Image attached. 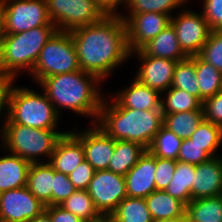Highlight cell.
I'll use <instances>...</instances> for the list:
<instances>
[{"mask_svg": "<svg viewBox=\"0 0 222 222\" xmlns=\"http://www.w3.org/2000/svg\"><path fill=\"white\" fill-rule=\"evenodd\" d=\"M70 33L80 69L96 75L106 84L117 70L121 72L125 63H132L126 24L120 15H107L103 20Z\"/></svg>", "mask_w": 222, "mask_h": 222, "instance_id": "1", "label": "cell"}, {"mask_svg": "<svg viewBox=\"0 0 222 222\" xmlns=\"http://www.w3.org/2000/svg\"><path fill=\"white\" fill-rule=\"evenodd\" d=\"M37 85L45 92L62 119L65 113H69L71 117L78 116L77 120L80 117L84 122L88 119L89 124L97 122L107 88H104L105 83L96 75L80 69L46 77Z\"/></svg>", "mask_w": 222, "mask_h": 222, "instance_id": "2", "label": "cell"}, {"mask_svg": "<svg viewBox=\"0 0 222 222\" xmlns=\"http://www.w3.org/2000/svg\"><path fill=\"white\" fill-rule=\"evenodd\" d=\"M96 124L115 141L136 142L148 149L163 126V112L122 108L106 93Z\"/></svg>", "mask_w": 222, "mask_h": 222, "instance_id": "3", "label": "cell"}, {"mask_svg": "<svg viewBox=\"0 0 222 222\" xmlns=\"http://www.w3.org/2000/svg\"><path fill=\"white\" fill-rule=\"evenodd\" d=\"M19 83L16 82L11 89L8 118L4 124H20L37 129H63V126L60 127L65 119L57 113L45 92L38 85V89H35L34 84L33 87H28V84L22 86Z\"/></svg>", "mask_w": 222, "mask_h": 222, "instance_id": "4", "label": "cell"}, {"mask_svg": "<svg viewBox=\"0 0 222 222\" xmlns=\"http://www.w3.org/2000/svg\"><path fill=\"white\" fill-rule=\"evenodd\" d=\"M57 31L56 26H39L28 31L4 35L0 49V70L18 81L29 75L45 46ZM28 73V74H27Z\"/></svg>", "mask_w": 222, "mask_h": 222, "instance_id": "5", "label": "cell"}, {"mask_svg": "<svg viewBox=\"0 0 222 222\" xmlns=\"http://www.w3.org/2000/svg\"><path fill=\"white\" fill-rule=\"evenodd\" d=\"M66 129H37L20 124H3L0 129V146L29 163L49 162L58 140Z\"/></svg>", "mask_w": 222, "mask_h": 222, "instance_id": "6", "label": "cell"}, {"mask_svg": "<svg viewBox=\"0 0 222 222\" xmlns=\"http://www.w3.org/2000/svg\"><path fill=\"white\" fill-rule=\"evenodd\" d=\"M77 70H80V66L71 33L57 30L46 42L32 72L27 76L29 83L33 81L37 85L46 77Z\"/></svg>", "mask_w": 222, "mask_h": 222, "instance_id": "7", "label": "cell"}, {"mask_svg": "<svg viewBox=\"0 0 222 222\" xmlns=\"http://www.w3.org/2000/svg\"><path fill=\"white\" fill-rule=\"evenodd\" d=\"M5 35L39 26H55L48 14L46 0H0Z\"/></svg>", "mask_w": 222, "mask_h": 222, "instance_id": "8", "label": "cell"}, {"mask_svg": "<svg viewBox=\"0 0 222 222\" xmlns=\"http://www.w3.org/2000/svg\"><path fill=\"white\" fill-rule=\"evenodd\" d=\"M48 14L57 30L71 32L103 20L107 15L94 0H46Z\"/></svg>", "mask_w": 222, "mask_h": 222, "instance_id": "9", "label": "cell"}, {"mask_svg": "<svg viewBox=\"0 0 222 222\" xmlns=\"http://www.w3.org/2000/svg\"><path fill=\"white\" fill-rule=\"evenodd\" d=\"M192 5L190 2L189 6H185L171 17L177 40L188 57L199 55L211 32L203 14L196 8H190Z\"/></svg>", "mask_w": 222, "mask_h": 222, "instance_id": "10", "label": "cell"}, {"mask_svg": "<svg viewBox=\"0 0 222 222\" xmlns=\"http://www.w3.org/2000/svg\"><path fill=\"white\" fill-rule=\"evenodd\" d=\"M81 125L76 122L70 126L69 131L82 143L85 160L95 170H108L115 148V140L96 123H88L85 128Z\"/></svg>", "mask_w": 222, "mask_h": 222, "instance_id": "11", "label": "cell"}, {"mask_svg": "<svg viewBox=\"0 0 222 222\" xmlns=\"http://www.w3.org/2000/svg\"><path fill=\"white\" fill-rule=\"evenodd\" d=\"M101 215L110 216L127 197L125 178L109 170H96L87 189Z\"/></svg>", "mask_w": 222, "mask_h": 222, "instance_id": "12", "label": "cell"}, {"mask_svg": "<svg viewBox=\"0 0 222 222\" xmlns=\"http://www.w3.org/2000/svg\"><path fill=\"white\" fill-rule=\"evenodd\" d=\"M132 58L138 65L135 66V72L131 71L135 79L160 93L170 89L178 61L146 56L141 50L131 52L130 60Z\"/></svg>", "mask_w": 222, "mask_h": 222, "instance_id": "13", "label": "cell"}, {"mask_svg": "<svg viewBox=\"0 0 222 222\" xmlns=\"http://www.w3.org/2000/svg\"><path fill=\"white\" fill-rule=\"evenodd\" d=\"M45 207L26 186L8 190L0 193V222H28Z\"/></svg>", "mask_w": 222, "mask_h": 222, "instance_id": "14", "label": "cell"}, {"mask_svg": "<svg viewBox=\"0 0 222 222\" xmlns=\"http://www.w3.org/2000/svg\"><path fill=\"white\" fill-rule=\"evenodd\" d=\"M127 43L130 52L140 50L171 24V16L156 12L131 15L126 21Z\"/></svg>", "mask_w": 222, "mask_h": 222, "instance_id": "15", "label": "cell"}, {"mask_svg": "<svg viewBox=\"0 0 222 222\" xmlns=\"http://www.w3.org/2000/svg\"><path fill=\"white\" fill-rule=\"evenodd\" d=\"M126 84L117 90H108L107 94L122 108L141 110L161 109V93L139 82L132 75ZM112 91V92H111ZM114 91V92H113Z\"/></svg>", "mask_w": 222, "mask_h": 222, "instance_id": "16", "label": "cell"}, {"mask_svg": "<svg viewBox=\"0 0 222 222\" xmlns=\"http://www.w3.org/2000/svg\"><path fill=\"white\" fill-rule=\"evenodd\" d=\"M156 157L148 150L124 176L127 197L146 198L156 190L154 174Z\"/></svg>", "mask_w": 222, "mask_h": 222, "instance_id": "17", "label": "cell"}, {"mask_svg": "<svg viewBox=\"0 0 222 222\" xmlns=\"http://www.w3.org/2000/svg\"><path fill=\"white\" fill-rule=\"evenodd\" d=\"M222 195V155L195 165L192 200Z\"/></svg>", "mask_w": 222, "mask_h": 222, "instance_id": "18", "label": "cell"}, {"mask_svg": "<svg viewBox=\"0 0 222 222\" xmlns=\"http://www.w3.org/2000/svg\"><path fill=\"white\" fill-rule=\"evenodd\" d=\"M84 160L82 143L68 131L56 143L48 163L54 170L68 175Z\"/></svg>", "mask_w": 222, "mask_h": 222, "instance_id": "19", "label": "cell"}, {"mask_svg": "<svg viewBox=\"0 0 222 222\" xmlns=\"http://www.w3.org/2000/svg\"><path fill=\"white\" fill-rule=\"evenodd\" d=\"M31 163L0 146V193L26 186Z\"/></svg>", "mask_w": 222, "mask_h": 222, "instance_id": "20", "label": "cell"}, {"mask_svg": "<svg viewBox=\"0 0 222 222\" xmlns=\"http://www.w3.org/2000/svg\"><path fill=\"white\" fill-rule=\"evenodd\" d=\"M146 56L182 61L188 56L182 51L177 40L176 30L168 25L159 35L140 49Z\"/></svg>", "mask_w": 222, "mask_h": 222, "instance_id": "21", "label": "cell"}, {"mask_svg": "<svg viewBox=\"0 0 222 222\" xmlns=\"http://www.w3.org/2000/svg\"><path fill=\"white\" fill-rule=\"evenodd\" d=\"M54 169L48 163H31L26 187L46 206H52Z\"/></svg>", "mask_w": 222, "mask_h": 222, "instance_id": "22", "label": "cell"}, {"mask_svg": "<svg viewBox=\"0 0 222 222\" xmlns=\"http://www.w3.org/2000/svg\"><path fill=\"white\" fill-rule=\"evenodd\" d=\"M145 201L153 220L186 219V205L165 190L153 191Z\"/></svg>", "mask_w": 222, "mask_h": 222, "instance_id": "23", "label": "cell"}, {"mask_svg": "<svg viewBox=\"0 0 222 222\" xmlns=\"http://www.w3.org/2000/svg\"><path fill=\"white\" fill-rule=\"evenodd\" d=\"M146 150L144 146L136 142L126 140L115 141V148L108 170L125 176Z\"/></svg>", "mask_w": 222, "mask_h": 222, "instance_id": "24", "label": "cell"}, {"mask_svg": "<svg viewBox=\"0 0 222 222\" xmlns=\"http://www.w3.org/2000/svg\"><path fill=\"white\" fill-rule=\"evenodd\" d=\"M191 0H126L121 18L126 21L131 15L156 12L170 15L182 10Z\"/></svg>", "mask_w": 222, "mask_h": 222, "instance_id": "25", "label": "cell"}, {"mask_svg": "<svg viewBox=\"0 0 222 222\" xmlns=\"http://www.w3.org/2000/svg\"><path fill=\"white\" fill-rule=\"evenodd\" d=\"M185 218L187 222H222V195L191 200Z\"/></svg>", "mask_w": 222, "mask_h": 222, "instance_id": "26", "label": "cell"}, {"mask_svg": "<svg viewBox=\"0 0 222 222\" xmlns=\"http://www.w3.org/2000/svg\"><path fill=\"white\" fill-rule=\"evenodd\" d=\"M194 176L195 165L177 161L172 180L165 191L187 205L192 200Z\"/></svg>", "mask_w": 222, "mask_h": 222, "instance_id": "27", "label": "cell"}, {"mask_svg": "<svg viewBox=\"0 0 222 222\" xmlns=\"http://www.w3.org/2000/svg\"><path fill=\"white\" fill-rule=\"evenodd\" d=\"M195 69L200 90V102L203 103L205 99L222 90V72L204 61L199 55L195 56Z\"/></svg>", "mask_w": 222, "mask_h": 222, "instance_id": "28", "label": "cell"}, {"mask_svg": "<svg viewBox=\"0 0 222 222\" xmlns=\"http://www.w3.org/2000/svg\"><path fill=\"white\" fill-rule=\"evenodd\" d=\"M202 121H204L203 110L163 115V126L182 140L190 138Z\"/></svg>", "mask_w": 222, "mask_h": 222, "instance_id": "29", "label": "cell"}, {"mask_svg": "<svg viewBox=\"0 0 222 222\" xmlns=\"http://www.w3.org/2000/svg\"><path fill=\"white\" fill-rule=\"evenodd\" d=\"M161 110L163 115H168L203 110V108L202 103L190 93L182 89L170 88L161 93Z\"/></svg>", "mask_w": 222, "mask_h": 222, "instance_id": "30", "label": "cell"}, {"mask_svg": "<svg viewBox=\"0 0 222 222\" xmlns=\"http://www.w3.org/2000/svg\"><path fill=\"white\" fill-rule=\"evenodd\" d=\"M190 139L193 143L203 147L211 157H219L222 155V128L220 126L204 119V121L197 126V129L190 136Z\"/></svg>", "mask_w": 222, "mask_h": 222, "instance_id": "31", "label": "cell"}, {"mask_svg": "<svg viewBox=\"0 0 222 222\" xmlns=\"http://www.w3.org/2000/svg\"><path fill=\"white\" fill-rule=\"evenodd\" d=\"M115 222H152L144 198L125 197L110 215Z\"/></svg>", "mask_w": 222, "mask_h": 222, "instance_id": "32", "label": "cell"}, {"mask_svg": "<svg viewBox=\"0 0 222 222\" xmlns=\"http://www.w3.org/2000/svg\"><path fill=\"white\" fill-rule=\"evenodd\" d=\"M59 206L76 215L84 222H91L102 216L87 190H76Z\"/></svg>", "mask_w": 222, "mask_h": 222, "instance_id": "33", "label": "cell"}, {"mask_svg": "<svg viewBox=\"0 0 222 222\" xmlns=\"http://www.w3.org/2000/svg\"><path fill=\"white\" fill-rule=\"evenodd\" d=\"M195 69V56L178 61L174 70L172 86L170 88L182 89L200 101V90Z\"/></svg>", "mask_w": 222, "mask_h": 222, "instance_id": "34", "label": "cell"}, {"mask_svg": "<svg viewBox=\"0 0 222 222\" xmlns=\"http://www.w3.org/2000/svg\"><path fill=\"white\" fill-rule=\"evenodd\" d=\"M181 142V138L162 126L147 150L155 157L177 160Z\"/></svg>", "mask_w": 222, "mask_h": 222, "instance_id": "35", "label": "cell"}, {"mask_svg": "<svg viewBox=\"0 0 222 222\" xmlns=\"http://www.w3.org/2000/svg\"><path fill=\"white\" fill-rule=\"evenodd\" d=\"M199 56L222 72V30L210 32L207 42L201 49Z\"/></svg>", "mask_w": 222, "mask_h": 222, "instance_id": "36", "label": "cell"}, {"mask_svg": "<svg viewBox=\"0 0 222 222\" xmlns=\"http://www.w3.org/2000/svg\"><path fill=\"white\" fill-rule=\"evenodd\" d=\"M211 158L203 147L193 143L190 138L182 140L177 161L199 165Z\"/></svg>", "mask_w": 222, "mask_h": 222, "instance_id": "37", "label": "cell"}, {"mask_svg": "<svg viewBox=\"0 0 222 222\" xmlns=\"http://www.w3.org/2000/svg\"><path fill=\"white\" fill-rule=\"evenodd\" d=\"M195 1L191 0L192 3ZM199 2V11L207 20L210 30H222V0H198L197 3Z\"/></svg>", "mask_w": 222, "mask_h": 222, "instance_id": "38", "label": "cell"}, {"mask_svg": "<svg viewBox=\"0 0 222 222\" xmlns=\"http://www.w3.org/2000/svg\"><path fill=\"white\" fill-rule=\"evenodd\" d=\"M177 160L156 157V170L154 174L156 190H165L172 180Z\"/></svg>", "mask_w": 222, "mask_h": 222, "instance_id": "39", "label": "cell"}, {"mask_svg": "<svg viewBox=\"0 0 222 222\" xmlns=\"http://www.w3.org/2000/svg\"><path fill=\"white\" fill-rule=\"evenodd\" d=\"M76 191L68 175L54 170V184L52 188V205H59Z\"/></svg>", "mask_w": 222, "mask_h": 222, "instance_id": "40", "label": "cell"}, {"mask_svg": "<svg viewBox=\"0 0 222 222\" xmlns=\"http://www.w3.org/2000/svg\"><path fill=\"white\" fill-rule=\"evenodd\" d=\"M16 82L13 75L0 70V129L8 118L10 92Z\"/></svg>", "mask_w": 222, "mask_h": 222, "instance_id": "41", "label": "cell"}, {"mask_svg": "<svg viewBox=\"0 0 222 222\" xmlns=\"http://www.w3.org/2000/svg\"><path fill=\"white\" fill-rule=\"evenodd\" d=\"M95 171L96 170L91 166V164L84 160L68 174V177L76 190H87Z\"/></svg>", "mask_w": 222, "mask_h": 222, "instance_id": "42", "label": "cell"}, {"mask_svg": "<svg viewBox=\"0 0 222 222\" xmlns=\"http://www.w3.org/2000/svg\"><path fill=\"white\" fill-rule=\"evenodd\" d=\"M204 119L222 128V90L202 103Z\"/></svg>", "mask_w": 222, "mask_h": 222, "instance_id": "43", "label": "cell"}, {"mask_svg": "<svg viewBox=\"0 0 222 222\" xmlns=\"http://www.w3.org/2000/svg\"><path fill=\"white\" fill-rule=\"evenodd\" d=\"M45 211L50 215L52 222H84L59 205L46 206Z\"/></svg>", "mask_w": 222, "mask_h": 222, "instance_id": "44", "label": "cell"}, {"mask_svg": "<svg viewBox=\"0 0 222 222\" xmlns=\"http://www.w3.org/2000/svg\"><path fill=\"white\" fill-rule=\"evenodd\" d=\"M106 15H120L126 0H94Z\"/></svg>", "mask_w": 222, "mask_h": 222, "instance_id": "45", "label": "cell"}, {"mask_svg": "<svg viewBox=\"0 0 222 222\" xmlns=\"http://www.w3.org/2000/svg\"><path fill=\"white\" fill-rule=\"evenodd\" d=\"M28 222H52L50 215L44 210L40 215L35 216L33 219Z\"/></svg>", "mask_w": 222, "mask_h": 222, "instance_id": "46", "label": "cell"}, {"mask_svg": "<svg viewBox=\"0 0 222 222\" xmlns=\"http://www.w3.org/2000/svg\"><path fill=\"white\" fill-rule=\"evenodd\" d=\"M4 24H3V15H2V12L0 10V49H1V46H2V41L4 39Z\"/></svg>", "mask_w": 222, "mask_h": 222, "instance_id": "47", "label": "cell"}, {"mask_svg": "<svg viewBox=\"0 0 222 222\" xmlns=\"http://www.w3.org/2000/svg\"><path fill=\"white\" fill-rule=\"evenodd\" d=\"M91 222H115L111 216L102 215L99 219H95Z\"/></svg>", "mask_w": 222, "mask_h": 222, "instance_id": "48", "label": "cell"}, {"mask_svg": "<svg viewBox=\"0 0 222 222\" xmlns=\"http://www.w3.org/2000/svg\"><path fill=\"white\" fill-rule=\"evenodd\" d=\"M152 222H186V219H155Z\"/></svg>", "mask_w": 222, "mask_h": 222, "instance_id": "49", "label": "cell"}]
</instances>
